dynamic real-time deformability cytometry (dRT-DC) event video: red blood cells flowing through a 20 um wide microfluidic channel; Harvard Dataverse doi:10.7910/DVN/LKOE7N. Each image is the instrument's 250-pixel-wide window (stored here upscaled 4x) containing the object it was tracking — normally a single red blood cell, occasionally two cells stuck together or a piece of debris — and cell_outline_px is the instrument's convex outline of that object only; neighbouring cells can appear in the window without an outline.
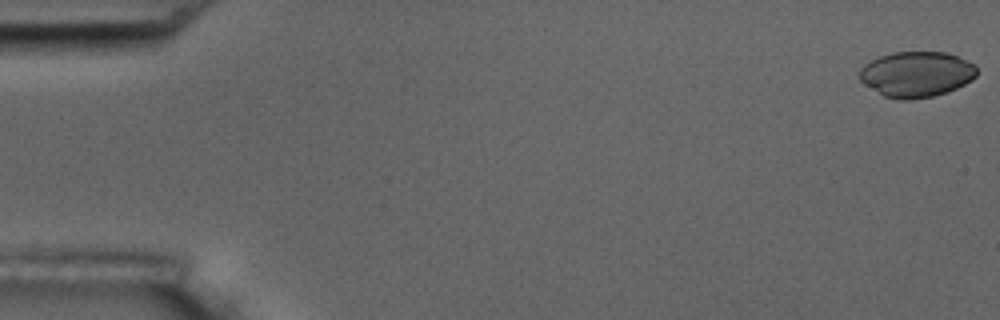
{"species": "common noctule bat (a hibernating species)", "species_latin": "Nyctalus noctula", "temperature_condition": "room temperature", "stored_images_in_passage": 57, "camera_frame_rate_fps": 3000, "um_per_image_px": 0.085, "animal": {"sex": "male", "body_mass_g": 17.5, "forearm_length_mm": 52.3}, "frame": {"image": 1, "passage_image": 1, "time_ms": 0.0, "image_size_px": [1000, 320], "cell_outline_px": [[976, 76], [972, 80], [956, 88], [932, 96], [912, 100], [900, 100], [884, 96], [864, 84], [860, 80], [860, 68], [864, 64], [880, 56], [892, 52], [944, 52], [956, 56], [976, 64]], "centroid_in_image_um": [77.89, 6.31], "position_along_channel_um": 7.1, "area_um2": 31.04}}